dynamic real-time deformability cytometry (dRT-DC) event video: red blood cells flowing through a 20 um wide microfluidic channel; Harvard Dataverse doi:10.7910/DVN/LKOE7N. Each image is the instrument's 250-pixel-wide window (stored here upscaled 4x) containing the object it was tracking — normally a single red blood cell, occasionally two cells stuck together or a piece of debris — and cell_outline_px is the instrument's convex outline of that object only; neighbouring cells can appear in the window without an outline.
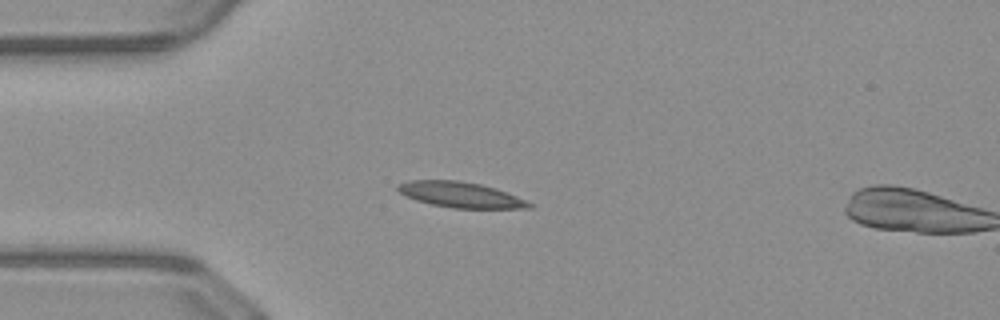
{"species": "common noctule bat (a hibernating species)", "species_latin": "Nyctalus noctula", "temperature_condition": "warm", "stored_images_in_passage": 2, "camera_frame_rate_fps": 3000, "um_per_image_px": 0.085, "animal": {"sex": "male", "body_mass_g": 23.1, "forearm_length_mm": 52.7}, "frame": {"image": 1, "passage_image": 1, "time_ms": 0.0, "image_size_px": [1000, 320], "cell_outline_px": [[532, 208], [452, 208], [432, 204], [416, 200], [400, 192], [396, 188], [396, 184], [408, 180], [460, 180], [480, 184], [496, 188], [516, 196], [532, 204]], "centroid_in_image_um": [39.11, 16.54], "position_along_channel_um": 45.9, "area_um2": 19.42}}